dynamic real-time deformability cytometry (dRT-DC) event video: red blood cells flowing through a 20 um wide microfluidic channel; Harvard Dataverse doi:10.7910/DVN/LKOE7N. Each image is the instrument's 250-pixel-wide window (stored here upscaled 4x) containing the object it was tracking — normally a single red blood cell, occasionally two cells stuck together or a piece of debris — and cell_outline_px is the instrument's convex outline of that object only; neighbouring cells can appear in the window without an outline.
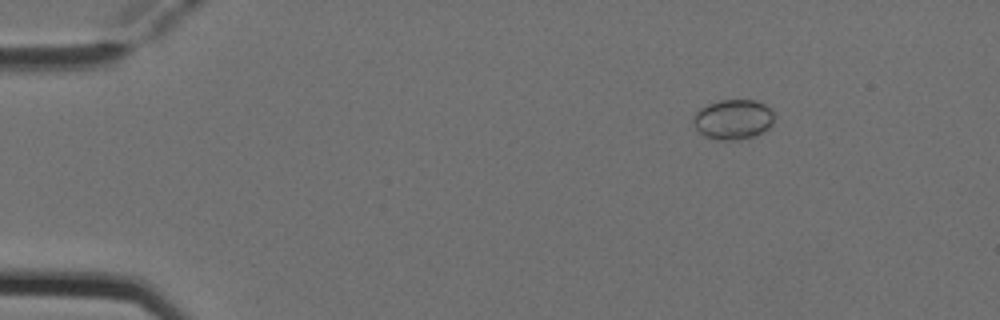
{"species": "Egyptian fruit bat (a non-hibernating species)", "species_latin": "Rousettus aegyptiacus", "temperature_condition": "cold", "stored_images_in_passage": 6, "camera_frame_rate_fps": 3000, "um_per_image_px": 0.085, "animal": {"sex": "female"}, "frame": {"image": 1, "passage_image": 3, "time_ms": 0.667, "image_size_px": [1000, 320], "cell_outline_px": [[772, 124], [768, 128], [752, 136], [736, 140], [720, 140], [704, 136], [692, 124], [692, 120], [696, 112], [700, 108], [708, 104], [720, 100], [752, 100], [764, 104], [772, 112]], "centroid_in_image_um": [62.26, 10.15], "position_along_channel_um": 22.7, "area_um2": 18.55}}